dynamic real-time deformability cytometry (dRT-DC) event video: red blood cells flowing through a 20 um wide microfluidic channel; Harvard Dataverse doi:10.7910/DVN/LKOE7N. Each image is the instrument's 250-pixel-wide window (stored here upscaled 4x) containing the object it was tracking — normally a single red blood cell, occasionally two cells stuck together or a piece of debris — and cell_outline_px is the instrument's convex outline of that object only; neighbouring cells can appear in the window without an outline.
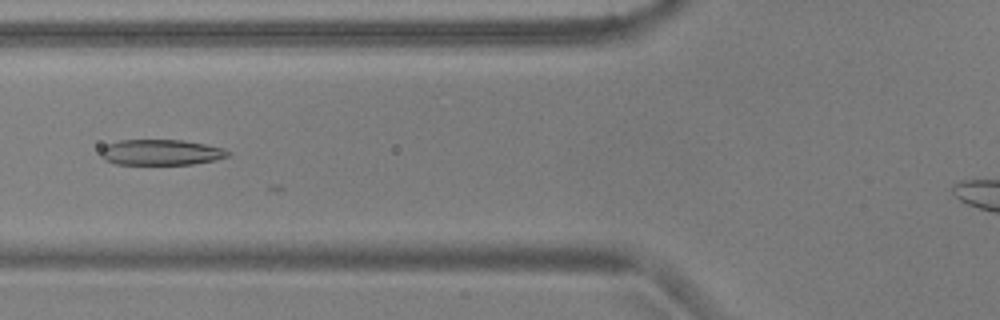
{"species": "common noctule bat (a hibernating species)", "species_latin": "Nyctalus noctula", "temperature_condition": "warm", "stored_images_in_passage": 10, "camera_frame_rate_fps": 3000, "um_per_image_px": 0.085, "animal": {"sex": "male", "body_mass_g": 17.9, "forearm_length_mm": 54.2}, "frame": {"image": 1, "passage_image": 7, "time_ms": 2.0, "image_size_px": [1000, 320], "cell_outline_px": [[232, 152], [228, 156], [216, 160], [192, 164], [116, 164], [104, 160], [100, 156], [100, 148], [108, 144], [120, 140], [184, 140], [224, 148]], "centroid_in_image_um": [13.67, 12.95], "position_along_channel_um": 112.1, "area_um2": 19.13}}